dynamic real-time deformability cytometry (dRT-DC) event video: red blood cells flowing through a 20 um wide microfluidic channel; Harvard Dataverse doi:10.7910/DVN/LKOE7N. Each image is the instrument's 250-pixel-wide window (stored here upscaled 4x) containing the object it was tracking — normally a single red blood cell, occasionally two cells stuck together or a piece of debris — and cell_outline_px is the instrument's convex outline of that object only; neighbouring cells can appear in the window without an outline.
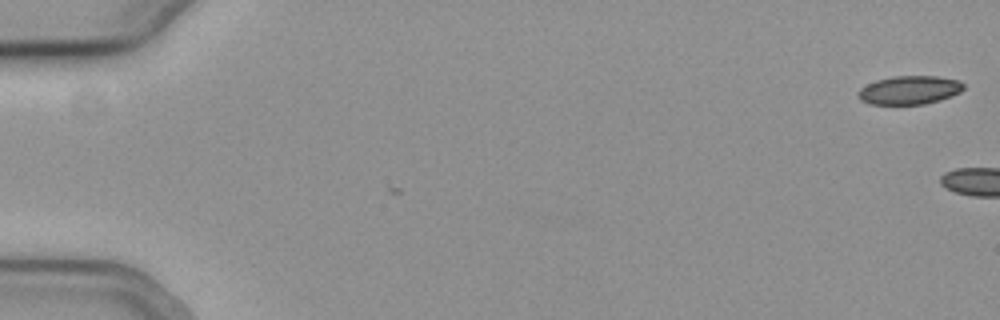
{"species": "common noctule bat (a hibernating species)", "species_latin": "Nyctalus noctula", "temperature_condition": "cold", "stored_images_in_passage": 3, "camera_frame_rate_fps": 3000, "um_per_image_px": 0.085, "animal": {"sex": "female", "body_mass_g": 19.3, "forearm_length_mm": 54.1}, "frame": {"image": 1, "passage_image": 1, "time_ms": 0.0, "image_size_px": [1000, 320], "cell_outline_px": [[964, 88], [960, 92], [940, 100], [924, 104], [868, 104], [860, 100], [856, 96], [856, 92], [860, 88], [876, 80], [892, 76], [936, 76], [960, 80], [964, 84]], "centroid_in_image_um": [77.27, 7.65], "position_along_channel_um": 7.7, "area_um2": 17.69}}